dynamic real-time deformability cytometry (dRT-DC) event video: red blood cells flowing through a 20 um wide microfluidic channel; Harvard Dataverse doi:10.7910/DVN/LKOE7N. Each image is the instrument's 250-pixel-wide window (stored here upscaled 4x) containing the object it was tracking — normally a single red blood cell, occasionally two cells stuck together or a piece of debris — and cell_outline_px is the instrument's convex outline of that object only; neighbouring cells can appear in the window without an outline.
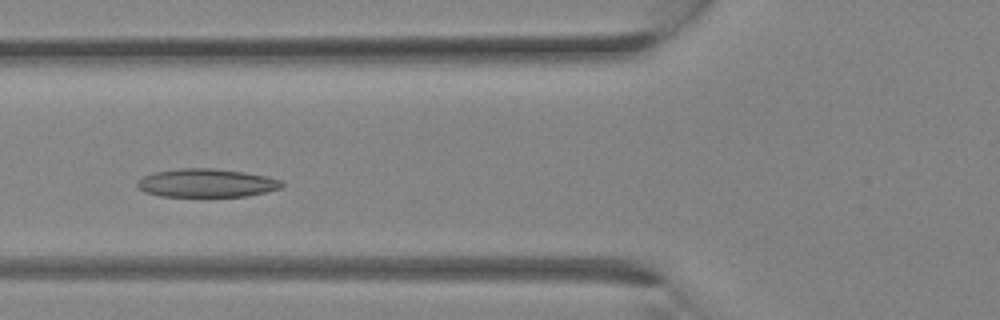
{"species": "Egyptian fruit bat (a non-hibernating species)", "species_latin": "Rousettus aegyptiacus", "temperature_condition": "room temperature", "stored_images_in_passage": 30, "camera_frame_rate_fps": 3000, "um_per_image_px": 0.085, "animal": {"sex": "female"}, "frame": {"image": 1, "passage_image": 10, "time_ms": 3.0, "image_size_px": [1000, 320], "cell_outline_px": [[284, 184], [280, 188], [248, 196], [160, 196], [144, 192], [136, 188], [136, 180], [152, 172], [180, 168], [212, 168], [244, 172], [268, 176], [280, 180]], "centroid_in_image_um": [17.5, 15.55], "position_along_channel_um": 108.3, "area_um2": 24.04}}
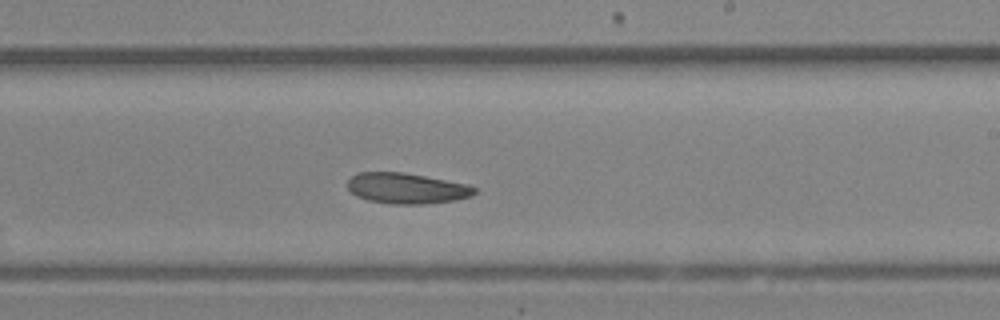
{"frame": {"image": 2, "passage_image": 17, "time_ms": 5.333, "image_size_px": [1000, 320], "cell_outline_px": [[476, 192], [472, 196], [456, 200], [424, 204], [392, 204], [368, 200], [356, 196], [348, 188], [348, 180], [356, 172], [404, 172], [468, 184], [476, 188]], "centroid_in_image_um": [34.57, 16.0], "position_along_channel_um": 254.4, "area_um2": 22.77}}
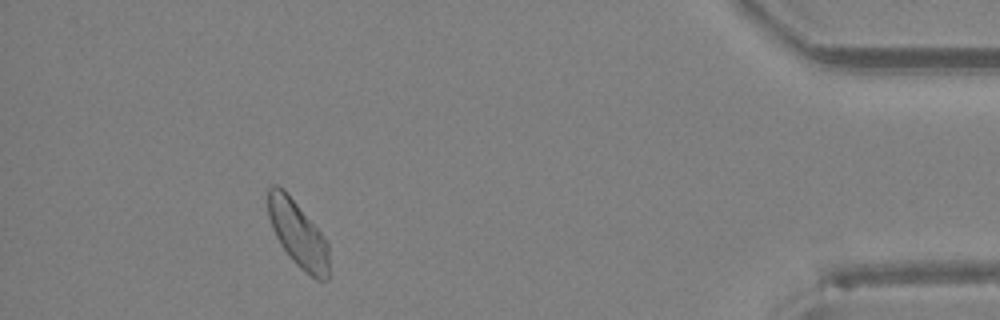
{"frame": {"image": 3, "passage_image": 27, "time_ms": 8.667, "image_size_px": [1000, 320], "cell_outline_px": [[328, 280], [316, 280], [304, 272], [292, 260], [280, 244], [272, 228], [268, 216], [268, 188], [272, 184], [276, 184], [284, 188], [320, 232], [328, 244]], "centroid_in_image_um": [25.3, 19.88], "position_along_channel_um": 409.9, "area_um2": 23.35}}